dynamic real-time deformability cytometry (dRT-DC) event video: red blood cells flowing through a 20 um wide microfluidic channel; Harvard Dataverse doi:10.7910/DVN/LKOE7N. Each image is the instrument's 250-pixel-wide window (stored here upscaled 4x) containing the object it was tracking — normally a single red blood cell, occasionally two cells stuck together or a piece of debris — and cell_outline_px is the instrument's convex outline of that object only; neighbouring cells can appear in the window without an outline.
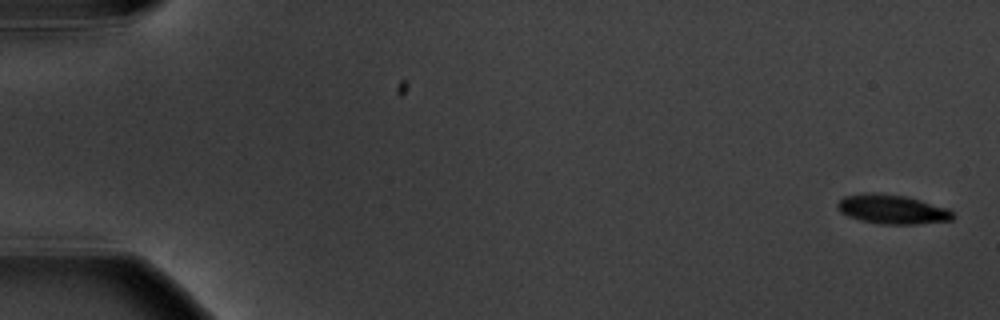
{"species": "common noctule bat (a hibernating species)", "species_latin": "Nyctalus noctula", "temperature_condition": "warm", "stored_images_in_passage": 5, "camera_frame_rate_fps": 3000, "um_per_image_px": 0.085, "animal": {"sex": "male", "body_mass_g": 20.1, "forearm_length_mm": 53.5}, "frame": {"image": 1, "passage_image": 1, "time_ms": 0.0, "image_size_px": [1000, 320], "cell_outline_px": [[956, 216], [952, 220], [916, 224], [880, 224], [860, 220], [848, 216], [840, 212], [836, 204], [844, 196], [864, 192], [872, 192], [904, 196], [920, 200], [948, 208]], "centroid_in_image_um": [75.83, 17.79], "position_along_channel_um": 9.2, "area_um2": 19.71}}
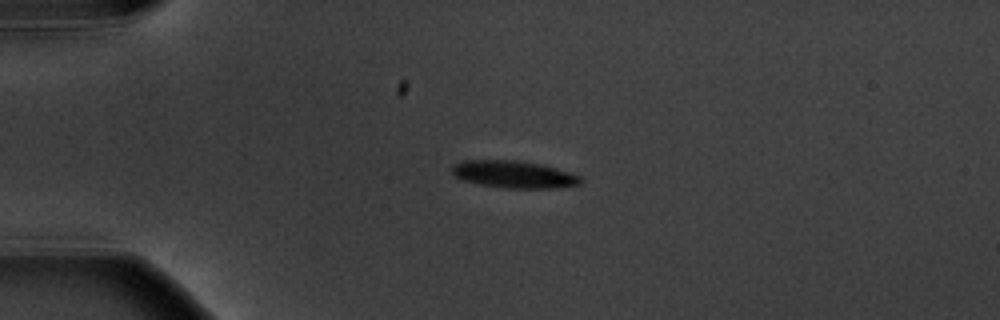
{"frame": {"image": 2, "passage_image": 4, "time_ms": 4.333, "image_size_px": [1000, 320], "cell_outline_px": [[584, 180], [580, 184], [552, 188], [508, 188], [480, 184], [464, 180], [452, 176], [452, 164], [460, 160], [512, 160], [544, 164], [580, 176]], "centroid_in_image_um": [43.64, 14.81], "position_along_channel_um": 41.4, "area_um2": 20.46}}